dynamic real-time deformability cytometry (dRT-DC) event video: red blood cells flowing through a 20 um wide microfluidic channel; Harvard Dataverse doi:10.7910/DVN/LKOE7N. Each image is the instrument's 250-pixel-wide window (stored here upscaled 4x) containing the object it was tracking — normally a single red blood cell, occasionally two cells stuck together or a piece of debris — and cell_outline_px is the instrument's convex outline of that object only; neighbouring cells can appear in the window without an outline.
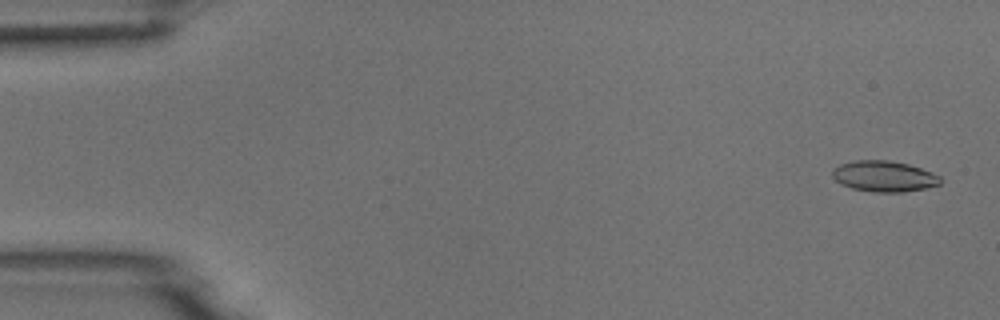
{"species": "common noctule bat (a hibernating species)", "species_latin": "Nyctalus noctula", "temperature_condition": "room temperature", "stored_images_in_passage": 4, "camera_frame_rate_fps": 3000, "um_per_image_px": 0.085, "animal": {"sex": "male", "body_mass_g": 18.8}, "frame": {"image": 1, "passage_image": 1, "time_ms": 0.0, "image_size_px": [1000, 320], "cell_outline_px": [[940, 184], [924, 188], [904, 192], [872, 192], [852, 188], [840, 184], [832, 176], [832, 168], [840, 164], [856, 160], [888, 160], [908, 164], [932, 172], [940, 176]], "centroid_in_image_um": [75.11, 14.98], "position_along_channel_um": 9.9, "area_um2": 19.42}}